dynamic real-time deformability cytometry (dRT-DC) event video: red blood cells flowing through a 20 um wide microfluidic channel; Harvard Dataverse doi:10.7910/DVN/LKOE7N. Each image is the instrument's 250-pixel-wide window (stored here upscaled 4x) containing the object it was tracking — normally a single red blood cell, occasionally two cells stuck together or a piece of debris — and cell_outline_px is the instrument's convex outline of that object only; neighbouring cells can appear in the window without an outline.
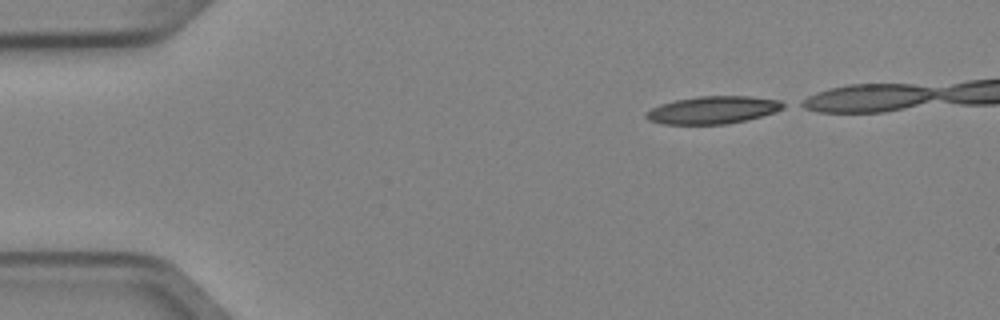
{"species": "Egyptian fruit bat (a non-hibernating species)", "species_latin": "Rousettus aegyptiacus", "temperature_condition": "cold", "stored_images_in_passage": 3, "segment_of_instrument_passage": [2, 2], "camera_frame_rate_fps": 3000, "um_per_image_px": 0.085, "animal": {"sex": "female"}, "frame": {"image": 1, "passage_image": 3, "time_ms": 0.667, "image_size_px": [1000, 320], "cell_outline_px": [[788, 104], [784, 108], [776, 112], [728, 124], [664, 124], [648, 120], [644, 116], [644, 112], [660, 104], [676, 100], [696, 96], [748, 96], [780, 100]], "centroid_in_image_um": [60.6, 9.34], "position_along_channel_um": 24.4, "area_um2": 22.14}}